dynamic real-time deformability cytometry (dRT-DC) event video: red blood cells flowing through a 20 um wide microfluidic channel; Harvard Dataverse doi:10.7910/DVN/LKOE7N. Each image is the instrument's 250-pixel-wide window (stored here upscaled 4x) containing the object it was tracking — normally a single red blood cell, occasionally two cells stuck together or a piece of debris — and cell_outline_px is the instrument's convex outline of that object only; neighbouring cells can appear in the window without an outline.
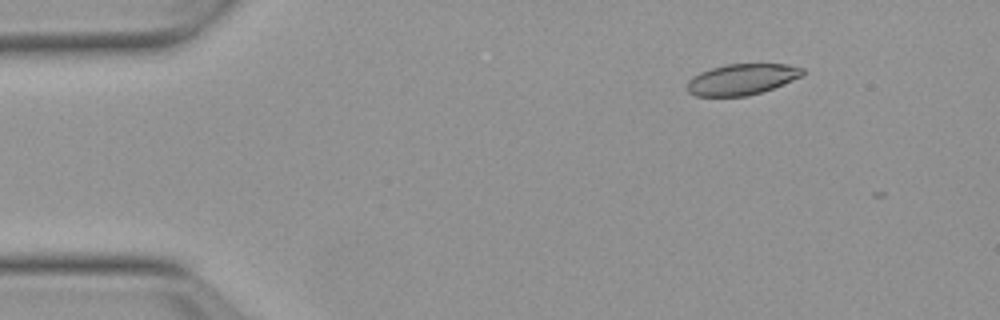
{"species": "Egyptian fruit bat (a non-hibernating species)", "species_latin": "Rousettus aegyptiacus", "temperature_condition": "warm", "stored_images_in_passage": 8, "camera_frame_rate_fps": 3000, "um_per_image_px": 0.085, "animal": {"sex": "female"}, "frame": {"image": 1, "passage_image": 7, "time_ms": 2.0, "image_size_px": [1000, 320], "cell_outline_px": [[804, 76], [772, 88], [748, 96], [696, 96], [688, 92], [684, 88], [688, 80], [692, 76], [700, 72], [712, 68], [728, 64], [788, 64], [804, 68]], "centroid_in_image_um": [63.04, 6.74], "position_along_channel_um": 22.0, "area_um2": 20.98}}